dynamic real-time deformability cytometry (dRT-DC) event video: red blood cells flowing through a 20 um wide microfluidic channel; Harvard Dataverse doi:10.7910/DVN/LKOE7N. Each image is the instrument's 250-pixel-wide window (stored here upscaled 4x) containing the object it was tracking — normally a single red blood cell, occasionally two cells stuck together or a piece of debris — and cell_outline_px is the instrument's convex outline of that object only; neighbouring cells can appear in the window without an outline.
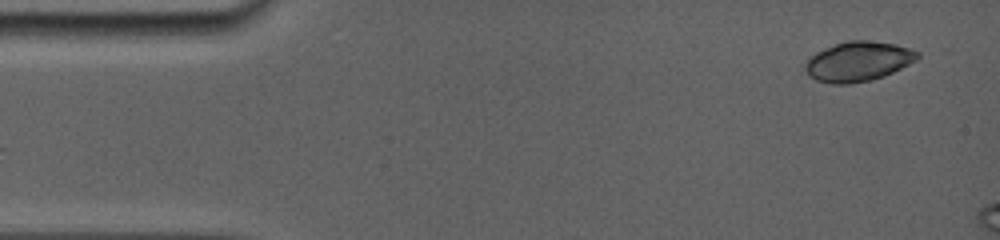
{"species": "common noctule bat (a hibernating species)", "species_latin": "Nyctalus noctula", "temperature_condition": "room temperature", "stored_images_in_passage": 2, "segment_of_instrument_passage": [2, 2], "camera_frame_rate_fps": 5000, "um_per_image_px": 0.085, "animal": {"sex": "female", "body_mass_g": 19.0, "forearm_length_mm": 56.7}, "frame": {"image": 1, "passage_image": 2, "time_ms": 1.2, "image_size_px": [1000, 240], "cell_outline_px": [[920, 56], [916, 60], [884, 76], [872, 80], [852, 84], [832, 84], [816, 80], [808, 76], [804, 68], [804, 64], [816, 52], [824, 48], [848, 40], [864, 40], [896, 44], [920, 52]], "centroid_in_image_um": [72.92, 5.23], "position_along_channel_um": 12.1, "area_um2": 26.01}}